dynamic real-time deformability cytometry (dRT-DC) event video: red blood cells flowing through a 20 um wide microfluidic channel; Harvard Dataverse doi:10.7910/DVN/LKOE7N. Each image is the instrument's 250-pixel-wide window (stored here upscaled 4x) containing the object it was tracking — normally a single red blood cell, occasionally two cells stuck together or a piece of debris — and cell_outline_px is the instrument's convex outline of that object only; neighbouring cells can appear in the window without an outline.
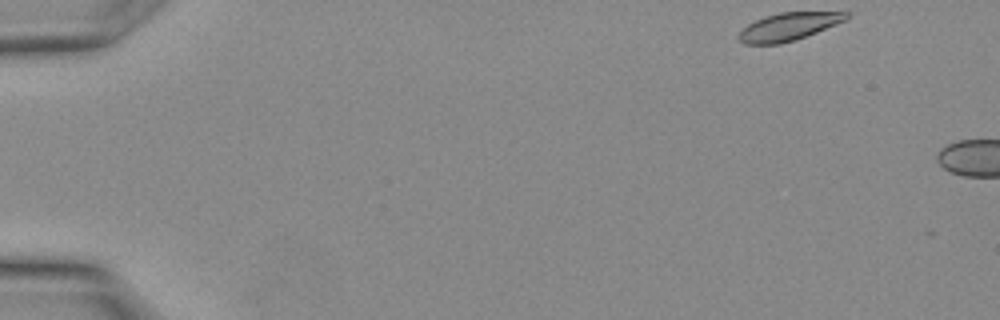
{"species": "Egyptian fruit bat (a non-hibernating species)", "species_latin": "Rousettus aegyptiacus", "temperature_condition": "warm", "stored_images_in_passage": 3, "camera_frame_rate_fps": 3000, "um_per_image_px": 0.085, "animal": {"sex": "female"}, "frame": {"image": 1, "passage_image": 1, "time_ms": 0.0, "image_size_px": [1000, 320], "cell_outline_px": [[848, 20], [816, 32], [780, 44], [744, 44], [736, 36], [748, 24], [764, 16], [780, 12], [848, 12]], "centroid_in_image_um": [67.02, 2.26], "position_along_channel_um": 18.0, "area_um2": 17.22}}